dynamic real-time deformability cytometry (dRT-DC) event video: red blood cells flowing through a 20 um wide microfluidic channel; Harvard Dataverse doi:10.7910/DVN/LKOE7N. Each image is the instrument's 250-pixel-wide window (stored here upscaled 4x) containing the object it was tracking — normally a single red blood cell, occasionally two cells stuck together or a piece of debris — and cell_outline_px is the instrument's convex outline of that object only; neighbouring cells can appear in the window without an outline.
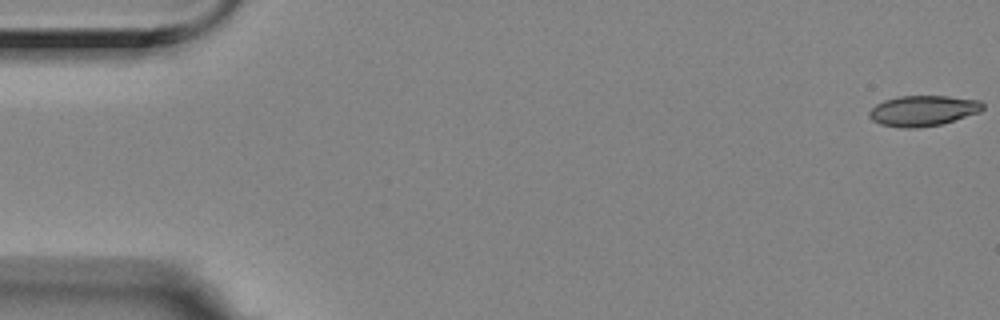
{"species": "Egyptian fruit bat (a non-hibernating species)", "species_latin": "Rousettus aegyptiacus", "temperature_condition": "room temperature", "stored_images_in_passage": 6, "segment_of_instrument_passage": [1, 2], "camera_frame_rate_fps": 3000, "um_per_image_px": 0.085, "animal": {"sex": "female"}, "frame": {"image": 1, "passage_image": 1, "time_ms": 0.0, "image_size_px": [1000, 320], "cell_outline_px": [[984, 108], [980, 112], [940, 124], [916, 128], [904, 128], [880, 124], [872, 120], [868, 116], [868, 112], [876, 104], [884, 100], [900, 96], [948, 96], [980, 100], [984, 104]], "centroid_in_image_um": [78.45, 9.4], "position_along_channel_um": 6.5, "area_um2": 20.17}}